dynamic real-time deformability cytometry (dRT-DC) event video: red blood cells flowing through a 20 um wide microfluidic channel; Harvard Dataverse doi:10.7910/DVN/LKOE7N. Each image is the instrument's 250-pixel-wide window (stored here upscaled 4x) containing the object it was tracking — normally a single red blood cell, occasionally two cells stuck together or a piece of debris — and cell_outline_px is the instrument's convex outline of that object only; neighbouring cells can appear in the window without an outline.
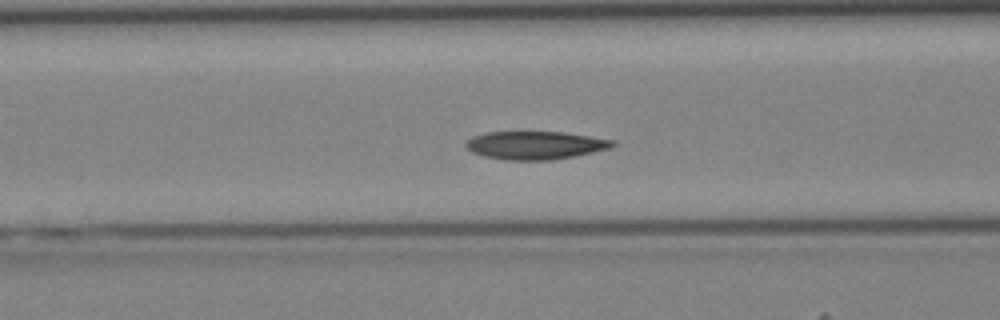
{"species": "Egyptian fruit bat (a non-hibernating species)", "species_latin": "Rousettus aegyptiacus", "temperature_condition": "cold", "stored_images_in_passage": 32, "camera_frame_rate_fps": 3000, "um_per_image_px": 0.085, "animal": {"sex": "female"}, "frame": {"image": 1, "passage_image": 5, "time_ms": 1.333, "image_size_px": [1000, 320], "cell_outline_px": [[616, 144], [608, 148], [592, 152], [552, 160], [504, 160], [484, 156], [472, 152], [464, 144], [472, 136], [484, 132], [516, 128], [524, 128], [564, 132], [616, 140]], "centroid_in_image_um": [45.42, 12.28], "position_along_channel_um": 121.2, "area_um2": 25.26}}
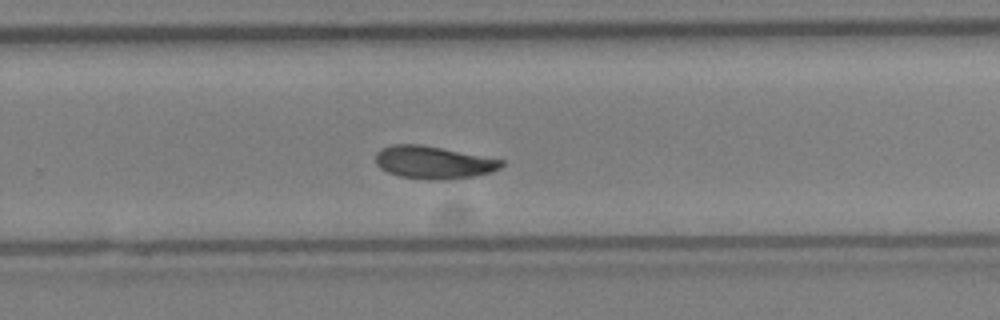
{"frame": {"image": 2, "passage_image": 16, "time_ms": 5.0, "image_size_px": [1000, 320], "cell_outline_px": [[504, 164], [500, 168], [492, 172], [452, 180], [428, 180], [400, 176], [388, 172], [380, 168], [376, 164], [376, 152], [380, 148], [392, 144], [420, 144], [504, 160]], "centroid_in_image_um": [36.83, 13.81], "position_along_channel_um": 293.0, "area_um2": 24.04}}
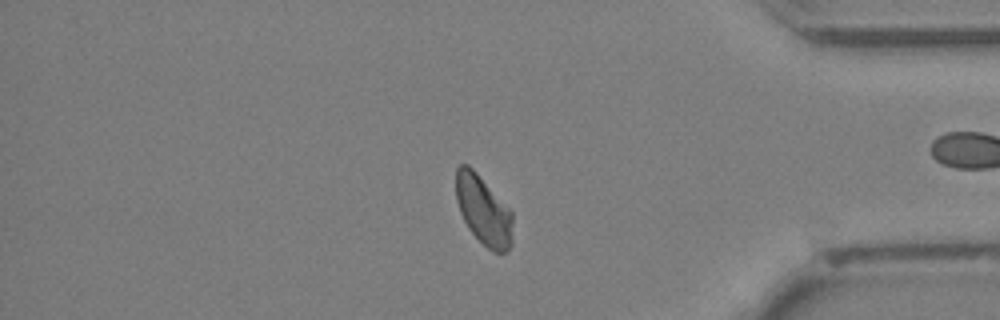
{"frame": {"image": 3, "passage_image": 24, "time_ms": 7.667, "image_size_px": [1000, 320], "cell_outline_px": [[512, 244], [504, 252], [492, 252], [468, 228], [460, 212], [456, 200], [456, 168], [460, 164], [468, 164], [476, 172], [512, 212]], "centroid_in_image_um": [41.08, 17.87], "position_along_channel_um": 394.1, "area_um2": 22.54}}